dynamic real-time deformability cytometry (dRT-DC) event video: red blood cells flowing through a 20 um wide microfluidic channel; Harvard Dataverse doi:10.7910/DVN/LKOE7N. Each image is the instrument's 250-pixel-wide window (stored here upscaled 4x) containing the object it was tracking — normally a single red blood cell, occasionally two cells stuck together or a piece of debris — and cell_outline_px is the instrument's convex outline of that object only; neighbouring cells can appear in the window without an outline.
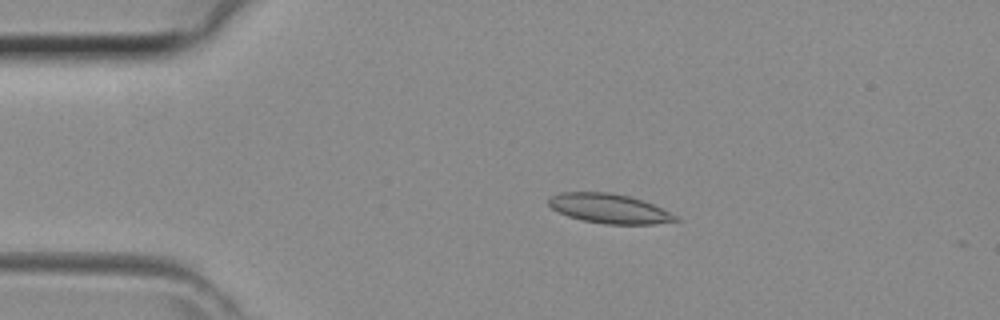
{"species": "common noctule bat (a hibernating species)", "species_latin": "Nyctalus noctula", "temperature_condition": "room temperature", "stored_images_in_passage": 43, "camera_frame_rate_fps": 3000, "um_per_image_px": 0.085, "animal": {"sex": "female", "body_mass_g": 29.2, "forearm_length_mm": 56.3}, "frame": {"image": 1, "passage_image": 9, "time_ms": 2.667, "image_size_px": [1000, 320], "cell_outline_px": [[680, 220], [652, 224], [604, 224], [584, 220], [568, 216], [552, 208], [548, 204], [548, 196], [560, 192], [608, 192], [632, 196], [652, 204], [676, 216]], "centroid_in_image_um": [51.74, 17.71], "position_along_channel_um": 33.3, "area_um2": 21.68}}
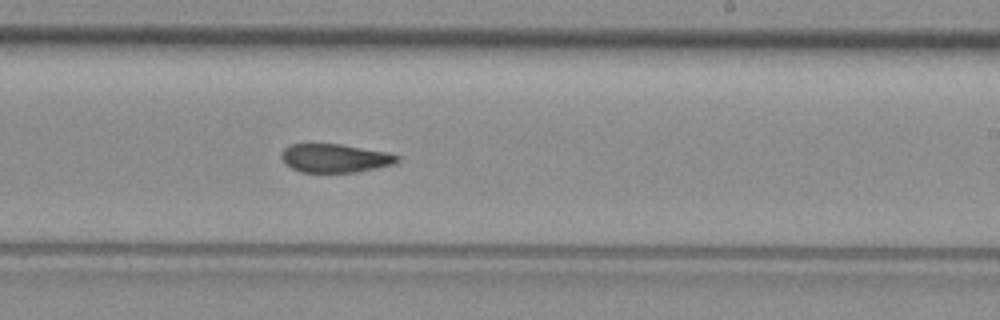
{"frame": {"image": 2, "passage_image": 26, "time_ms": 8.333, "image_size_px": [1000, 320], "cell_outline_px": [[400, 160], [396, 164], [356, 172], [300, 172], [284, 164], [280, 156], [280, 152], [284, 148], [292, 144], [340, 144], [388, 152], [400, 156]], "centroid_in_image_um": [28.47, 13.44], "position_along_channel_um": 260.5, "area_um2": 19.48}}
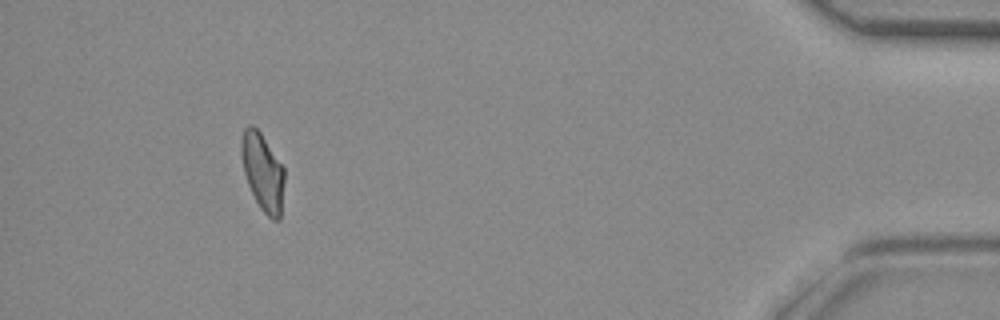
{"frame": {"image": 3, "passage_image": 40, "time_ms": 13.0, "image_size_px": [1000, 320], "cell_outline_px": [[284, 180], [280, 220], [272, 220], [260, 208], [248, 184], [244, 172], [240, 152], [240, 140], [244, 128], [248, 124], [252, 124], [260, 132], [284, 168]], "centroid_in_image_um": [22.31, 14.59], "position_along_channel_um": 412.9, "area_um2": 19.36}}